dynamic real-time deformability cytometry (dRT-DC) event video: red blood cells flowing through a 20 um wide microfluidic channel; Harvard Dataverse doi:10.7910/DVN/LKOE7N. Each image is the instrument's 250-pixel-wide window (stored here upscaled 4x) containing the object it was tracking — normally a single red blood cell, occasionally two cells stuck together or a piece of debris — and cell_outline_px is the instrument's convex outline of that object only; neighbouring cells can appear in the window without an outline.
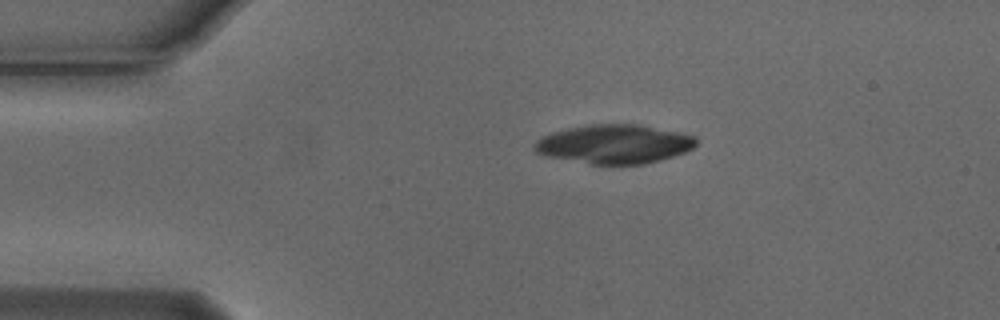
{"species": "Egyptian fruit bat (a non-hibernating species)", "species_latin": "Rousettus aegyptiacus", "temperature_condition": "cold", "stored_images_in_passage": 2, "camera_frame_rate_fps": 3000, "um_per_image_px": 0.085, "animal": {"sex": "male"}, "frame": {"image": 1, "passage_image": 1, "time_ms": 0.0, "image_size_px": [1000, 320], "cell_outline_px": [[696, 144], [692, 148], [684, 152], [660, 160], [644, 164], [588, 164], [548, 156], [536, 152], [532, 148], [532, 144], [540, 136], [552, 132], [568, 128], [588, 124], [640, 124], [696, 136]], "centroid_in_image_um": [52.17, 12.24], "position_along_channel_um": 32.8, "area_um2": 36.82}}